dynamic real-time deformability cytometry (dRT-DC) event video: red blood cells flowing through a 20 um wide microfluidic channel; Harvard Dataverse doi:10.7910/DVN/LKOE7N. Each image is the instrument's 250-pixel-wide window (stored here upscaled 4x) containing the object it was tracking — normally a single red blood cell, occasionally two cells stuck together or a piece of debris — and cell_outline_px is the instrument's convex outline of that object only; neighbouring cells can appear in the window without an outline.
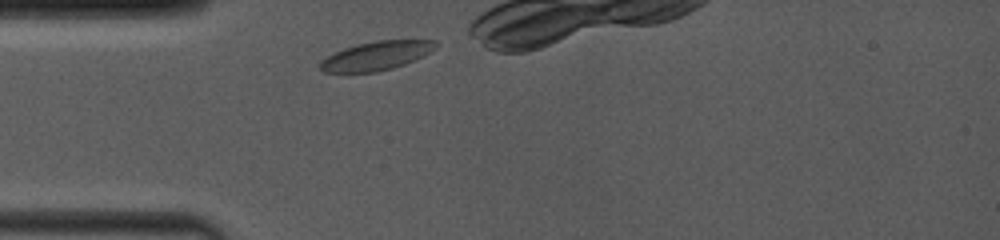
{"species": "common noctule bat (a hibernating species)", "species_latin": "Nyctalus noctula", "temperature_condition": "room temperature", "stored_images_in_passage": 22, "camera_frame_rate_fps": 4000, "um_per_image_px": 0.085, "animal": {"sex": "female", "body_mass_g": 19.0, "forearm_length_mm": 53.3}, "frame": {"image": 1, "passage_image": 1, "time_ms": 0.0, "image_size_px": [1000, 240], "cell_outline_px": [[440, 44], [436, 48], [404, 64], [392, 68], [376, 72], [324, 72], [320, 68], [320, 60], [344, 48], [356, 44], [376, 40], [436, 40]], "centroid_in_image_um": [31.99, 4.73], "position_along_channel_um": 53.0, "area_um2": 19.19}}
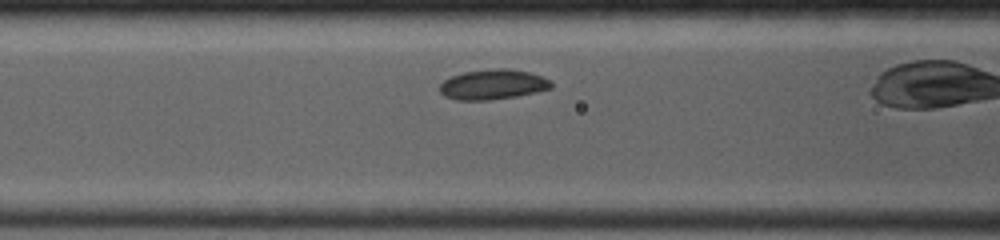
{"frame": {"image": 2, "passage_image": 10, "time_ms": 2.0, "image_size_px": [1000, 240], "cell_outline_px": [[552, 88], [536, 92], [516, 96], [488, 100], [456, 100], [444, 96], [440, 92], [440, 84], [444, 80], [452, 76], [464, 72], [492, 68], [508, 68], [532, 72], [548, 80], [552, 84]], "centroid_in_image_um": [41.88, 7.17], "position_along_channel_um": 124.7, "area_um2": 19.54}}
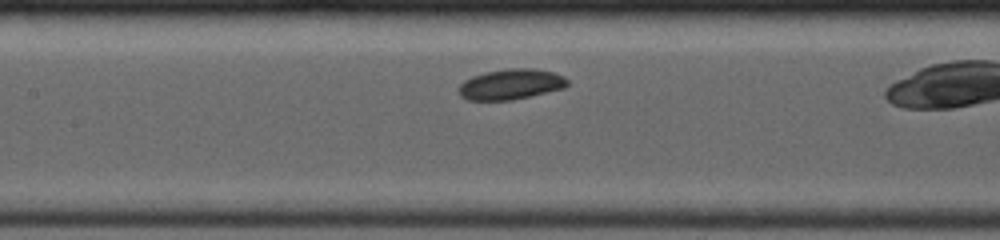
{"frame": {"image": 3, "passage_image": 16, "time_ms": 3.0, "image_size_px": [1000, 240], "cell_outline_px": [[568, 84], [564, 88], [512, 100], [468, 100], [460, 96], [456, 88], [464, 80], [472, 76], [484, 72], [508, 68], [536, 68], [552, 72], [564, 76], [568, 80]], "centroid_in_image_um": [43.39, 7.16], "position_along_channel_um": 164.0, "area_um2": 19.48}}